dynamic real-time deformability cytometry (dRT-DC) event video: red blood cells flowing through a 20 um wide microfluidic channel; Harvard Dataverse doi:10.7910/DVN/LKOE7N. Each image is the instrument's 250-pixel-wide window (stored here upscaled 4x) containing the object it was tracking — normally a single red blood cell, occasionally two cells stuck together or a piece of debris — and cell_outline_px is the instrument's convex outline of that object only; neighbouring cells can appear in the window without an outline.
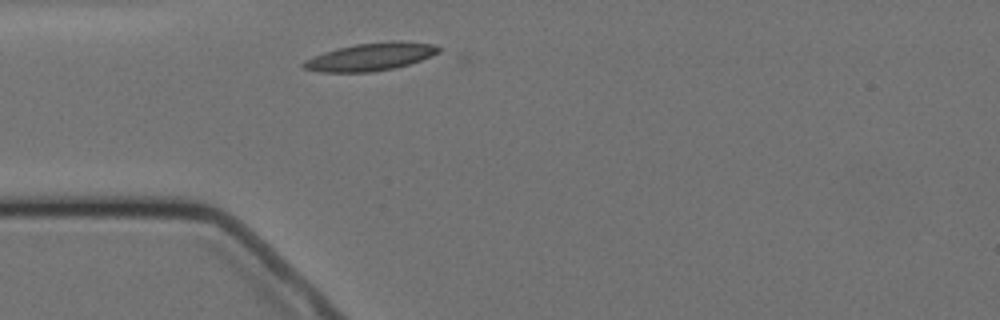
{"species": "Egyptian fruit bat (a non-hibernating species)", "species_latin": "Rousettus aegyptiacus", "temperature_condition": "cold", "stored_images_in_passage": 1, "camera_frame_rate_fps": 3000, "um_per_image_px": 0.085, "animal": {"sex": "female"}, "frame": {"image": 1, "passage_image": 1, "time_ms": 0.0, "image_size_px": [1000, 320], "cell_outline_px": [[440, 52], [432, 56], [408, 64], [392, 68], [372, 72], [320, 72], [304, 68], [300, 64], [304, 60], [324, 52], [336, 48], [356, 44], [400, 40], [436, 44], [440, 48]], "centroid_in_image_um": [31.51, 4.82], "position_along_channel_um": 53.5, "area_um2": 21.85}}